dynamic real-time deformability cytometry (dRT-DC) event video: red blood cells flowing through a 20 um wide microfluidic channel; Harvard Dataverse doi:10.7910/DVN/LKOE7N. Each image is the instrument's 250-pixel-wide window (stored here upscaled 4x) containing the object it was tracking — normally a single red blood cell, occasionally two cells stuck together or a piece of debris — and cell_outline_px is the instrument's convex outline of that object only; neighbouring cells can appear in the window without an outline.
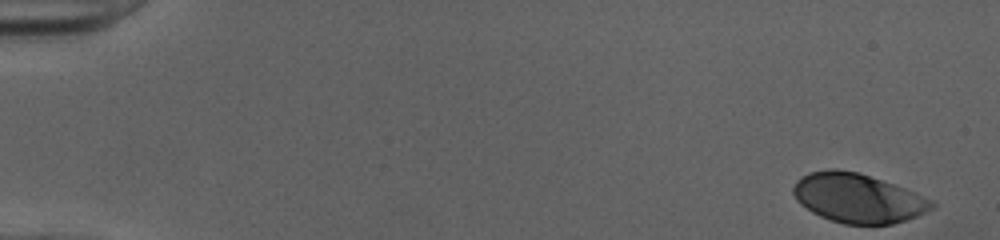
{"species": "human", "species_latin": "Homo sapiens", "temperature_condition": "cold", "stored_images_in_passage": 47, "camera_frame_rate_fps": 3000, "um_per_image_px": 0.085, "donor": {"sex": "female"}, "frame": {"image": 1, "passage_image": 1, "time_ms": 0.0, "image_size_px": [1000, 240], "cell_outline_px": [[936, 208], [916, 216], [892, 224], [844, 224], [820, 216], [812, 212], [800, 204], [796, 200], [792, 192], [792, 188], [796, 180], [800, 176], [808, 172], [832, 168], [836, 168], [860, 172], [904, 188], [932, 200], [936, 204]], "centroid_in_image_um": [72.89, 16.82], "position_along_channel_um": 12.1, "area_um2": 39.88}}
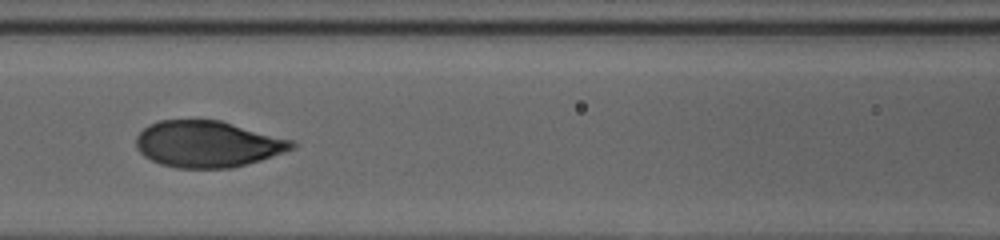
{"frame": {"image": 2, "passage_image": 23, "time_ms": 7.333, "image_size_px": [1000, 240], "cell_outline_px": [[296, 148], [260, 160], [232, 168], [176, 168], [160, 164], [144, 156], [136, 148], [136, 136], [148, 124], [160, 120], [220, 120], [292, 140], [296, 144]], "centroid_in_image_um": [17.62, 12.25], "position_along_channel_um": 149.0, "area_um2": 42.08}}
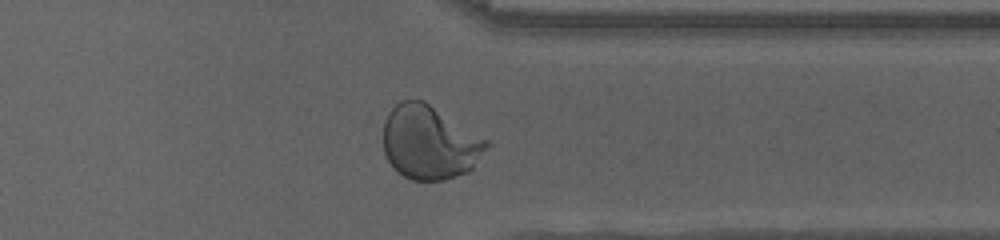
{"frame": {"image": 3, "passage_image": 40, "time_ms": 13.0, "image_size_px": [1000, 240], "cell_outline_px": [[492, 144], [472, 168], [468, 172], [444, 180], [412, 180], [404, 176], [392, 168], [384, 152], [384, 120], [388, 112], [400, 100], [424, 100], [488, 140]], "centroid_in_image_um": [36.52, 12.11], "position_along_channel_um": 374.9, "area_um2": 44.56}, "authors_computed_cell_mechanics": {"area_um2": 41.8472, "velocity_mm_per_s": 4.0121, "shape_relaxation_time_tau1_ms": 4.8578, "shape_relaxation_time_tau2_ms": null, "deformation_change_tau1": 0.2123, "deformation_change_tau2": null}}